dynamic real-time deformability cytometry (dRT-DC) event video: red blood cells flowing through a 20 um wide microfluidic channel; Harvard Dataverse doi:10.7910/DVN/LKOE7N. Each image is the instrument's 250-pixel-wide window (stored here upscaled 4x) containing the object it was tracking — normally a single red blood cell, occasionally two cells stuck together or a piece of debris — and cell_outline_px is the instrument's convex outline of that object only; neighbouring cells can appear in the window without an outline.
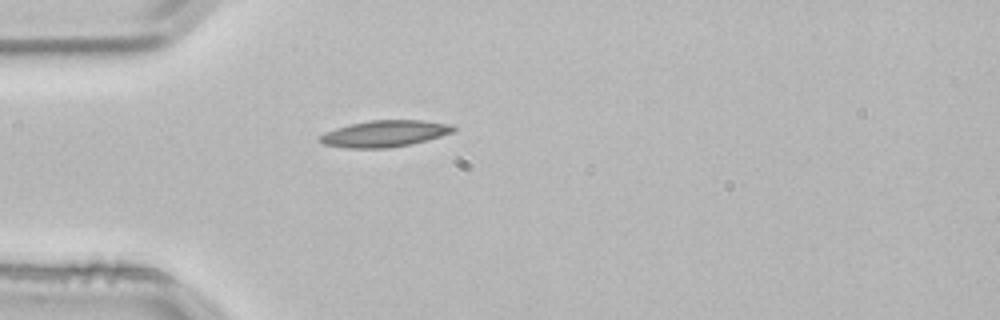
{"species": "common noctule bat (a hibernating species)", "species_latin": "Nyctalus noctula", "temperature_condition": "room temperature", "stored_images_in_passage": 1, "camera_frame_rate_fps": 3000, "um_per_image_px": 0.085, "animal": {"sex": "male", "body_mass_g": 21.5, "forearm_length_mm": 52.0}, "frame": {"image": 1, "passage_image": 1, "time_ms": 0.0, "image_size_px": [1000, 320], "cell_outline_px": [[456, 128], [452, 132], [440, 136], [408, 144], [388, 148], [348, 148], [324, 144], [316, 140], [316, 136], [324, 132], [348, 124], [368, 120], [420, 120], [452, 124]], "centroid_in_image_um": [32.61, 11.35], "position_along_channel_um": 52.4, "area_um2": 20.63}}